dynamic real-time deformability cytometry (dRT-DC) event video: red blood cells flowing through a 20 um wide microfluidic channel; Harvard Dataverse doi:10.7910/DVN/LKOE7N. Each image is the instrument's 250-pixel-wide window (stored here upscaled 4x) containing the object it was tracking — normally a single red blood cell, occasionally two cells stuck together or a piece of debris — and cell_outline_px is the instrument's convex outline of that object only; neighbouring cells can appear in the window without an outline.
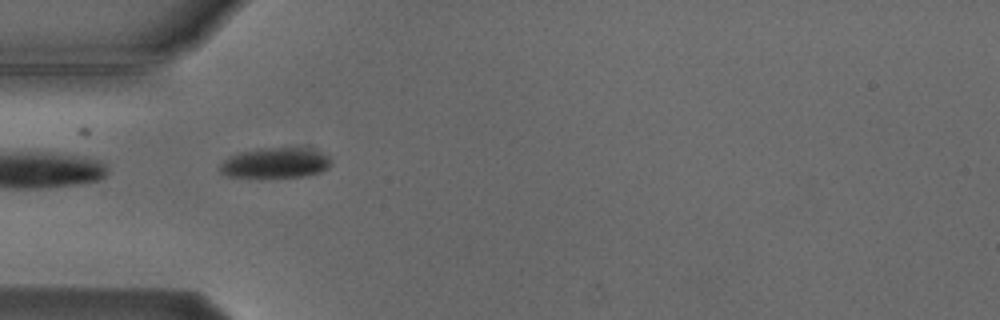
{"species": "Egyptian fruit bat (a non-hibernating species)", "species_latin": "Rousettus aegyptiacus", "temperature_condition": "cold", "stored_images_in_passage": 5, "camera_frame_rate_fps": 3000, "um_per_image_px": 0.085, "animal": {"sex": "male"}, "frame": {"image": 1, "passage_image": 1, "time_ms": 0.0, "image_size_px": [1000, 320], "cell_outline_px": [[332, 164], [324, 172], [308, 176], [228, 176], [220, 172], [220, 164], [228, 156], [240, 152], [260, 148], [304, 148], [320, 152], [328, 156], [332, 160]], "centroid_in_image_um": [23.45, 13.84], "position_along_channel_um": 61.6, "area_um2": 19.48}}
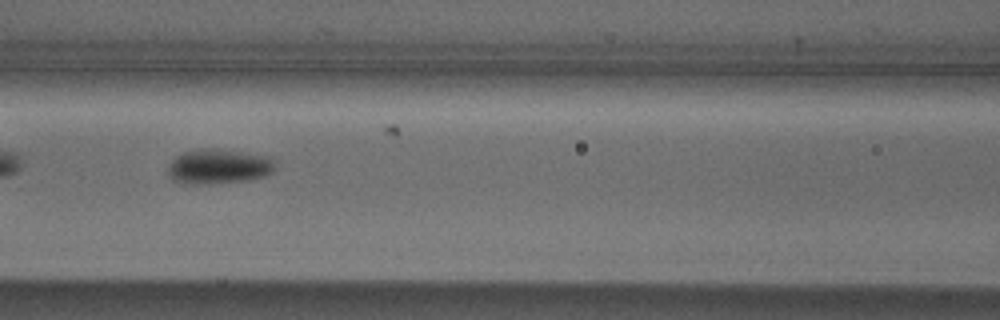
{"frame": {"image": 2, "passage_image": 3, "time_ms": 2.333, "image_size_px": [1000, 320], "cell_outline_px": [[276, 168], [272, 172], [264, 176], [244, 180], [208, 184], [184, 184], [172, 180], [168, 176], [168, 164], [180, 152], [200, 148], [216, 148], [268, 156], [272, 160]], "centroid_in_image_um": [18.51, 14.14], "position_along_channel_um": 148.1, "area_um2": 21.96}}
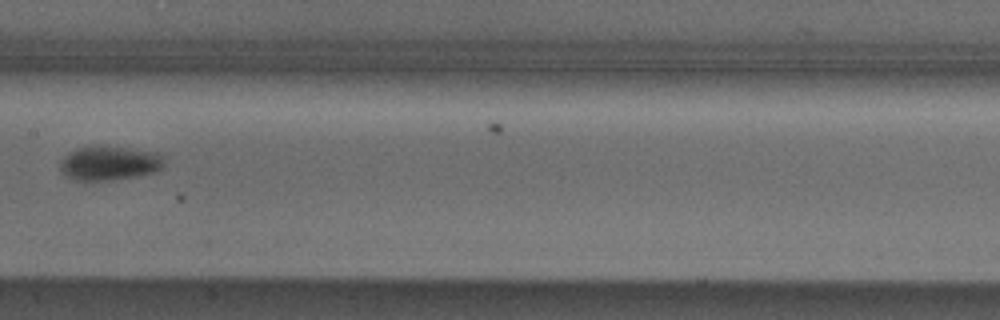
{"frame": {"image": 3, "passage_image": 4, "time_ms": 3.667, "image_size_px": [1000, 320], "cell_outline_px": [[164, 168], [156, 172], [140, 176], [112, 180], [76, 180], [64, 176], [60, 172], [60, 160], [68, 152], [76, 148], [124, 148], [156, 152], [164, 160]], "centroid_in_image_um": [9.29, 13.91], "position_along_channel_um": 198.1, "area_um2": 20.52}}